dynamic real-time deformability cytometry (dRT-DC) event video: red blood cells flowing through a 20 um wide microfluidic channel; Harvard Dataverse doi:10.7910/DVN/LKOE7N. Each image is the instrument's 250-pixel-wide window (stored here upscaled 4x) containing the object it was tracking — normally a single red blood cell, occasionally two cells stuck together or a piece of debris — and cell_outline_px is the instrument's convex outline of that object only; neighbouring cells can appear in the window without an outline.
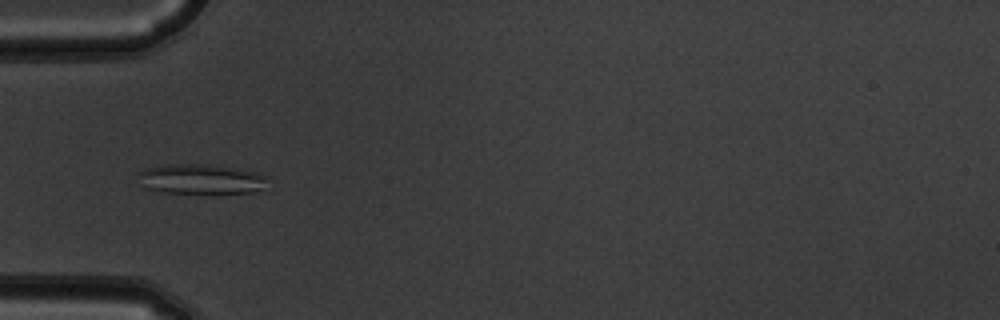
{"species": "common noctule bat (a hibernating species)", "species_latin": "Nyctalus noctula", "temperature_condition": "warm", "stored_images_in_passage": 8, "camera_frame_rate_fps": 3000, "um_per_image_px": 0.085, "animal": {"sex": "male", "body_mass_g": 19.5, "forearm_length_mm": 54.6}, "frame": {"image": 1, "passage_image": 3, "time_ms": 0.667, "image_size_px": [1000, 320], "cell_outline_px": [[268, 176], [260, 188], [252, 192], [160, 192], [144, 188], [136, 172], [148, 168], [164, 164], [200, 164], [236, 168]], "centroid_in_image_um": [16.97, 15.2], "position_along_channel_um": 68.0, "area_um2": 21.96}}
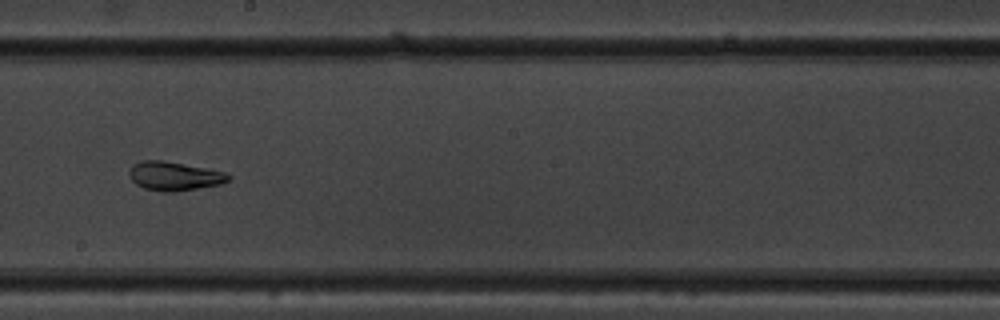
{"frame": {"image": 2, "passage_image": 7, "time_ms": 2.0, "image_size_px": [1000, 320], "cell_outline_px": [[232, 176], [228, 180], [220, 184], [172, 192], [160, 192], [144, 188], [136, 184], [132, 180], [128, 172], [132, 164], [144, 160], [164, 160], [208, 168], [224, 172]], "centroid_in_image_um": [14.79, 14.95], "position_along_channel_um": 233.4, "area_um2": 16.7}}
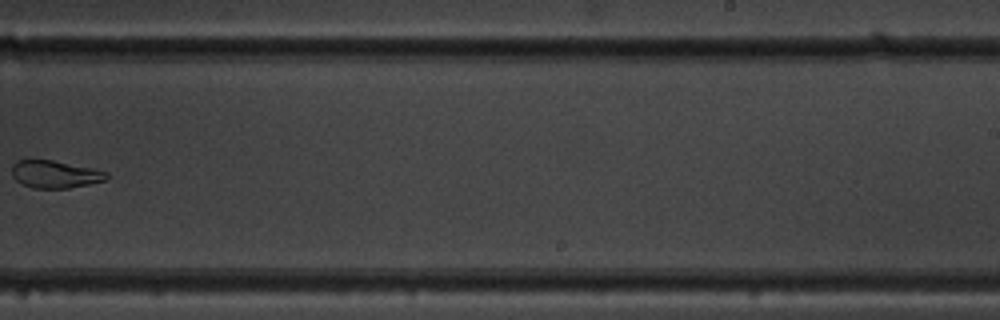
{"frame": {"image": 3, "passage_image": 8, "time_ms": 2.333, "image_size_px": [1000, 320], "cell_outline_px": [[108, 180], [68, 188], [32, 188], [16, 180], [12, 176], [12, 164], [16, 160], [52, 160], [92, 168], [108, 172]], "centroid_in_image_um": [4.68, 14.81], "position_along_channel_um": 284.3, "area_um2": 15.14}}